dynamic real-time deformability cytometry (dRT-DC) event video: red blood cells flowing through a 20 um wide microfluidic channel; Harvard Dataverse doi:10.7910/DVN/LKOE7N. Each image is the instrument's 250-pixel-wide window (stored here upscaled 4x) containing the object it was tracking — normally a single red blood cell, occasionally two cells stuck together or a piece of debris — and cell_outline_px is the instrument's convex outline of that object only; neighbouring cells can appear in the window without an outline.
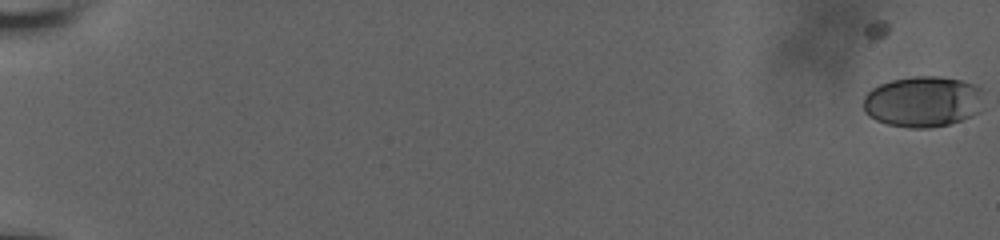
{"species": "human", "species_latin": "Homo sapiens", "temperature_condition": "room temperature", "stored_images_in_passage": 2, "camera_frame_rate_fps": 3000, "um_per_image_px": 0.085, "donor": {"sex": "male"}, "frame": {"image": 1, "passage_image": 2, "time_ms": 0.333, "image_size_px": [1000, 240], "cell_outline_px": [[984, 108], [980, 112], [972, 116], [948, 124], [928, 128], [908, 128], [888, 124], [876, 120], [868, 116], [864, 112], [864, 96], [872, 88], [880, 84], [892, 80], [912, 76], [940, 76], [960, 80], [976, 84], [980, 88]], "centroid_in_image_um": [78.47, 8.64], "position_along_channel_um": 6.5, "area_um2": 36.07}}